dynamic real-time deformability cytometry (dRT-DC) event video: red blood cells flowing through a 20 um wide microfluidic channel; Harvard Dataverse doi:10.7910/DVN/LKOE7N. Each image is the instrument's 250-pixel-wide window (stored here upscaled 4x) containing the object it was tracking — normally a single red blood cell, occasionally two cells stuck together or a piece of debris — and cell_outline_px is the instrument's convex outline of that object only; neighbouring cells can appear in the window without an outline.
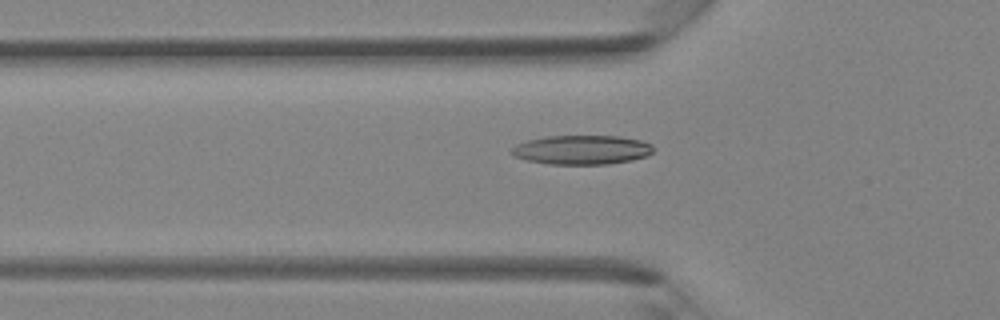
{"species": "Egyptian fruit bat (a non-hibernating species)", "species_latin": "Rousettus aegyptiacus", "temperature_condition": "room temperature", "stored_images_in_passage": 37, "camera_frame_rate_fps": 3000, "um_per_image_px": 0.085, "animal": {"sex": "female"}, "frame": {"image": 1, "passage_image": 9, "time_ms": 2.667, "image_size_px": [1000, 320], "cell_outline_px": [[652, 152], [644, 156], [632, 160], [608, 164], [548, 164], [528, 160], [516, 156], [508, 152], [516, 144], [528, 140], [548, 136], [616, 136], [640, 140], [652, 144]], "centroid_in_image_um": [49.43, 12.73], "position_along_channel_um": 76.4, "area_um2": 23.93}}
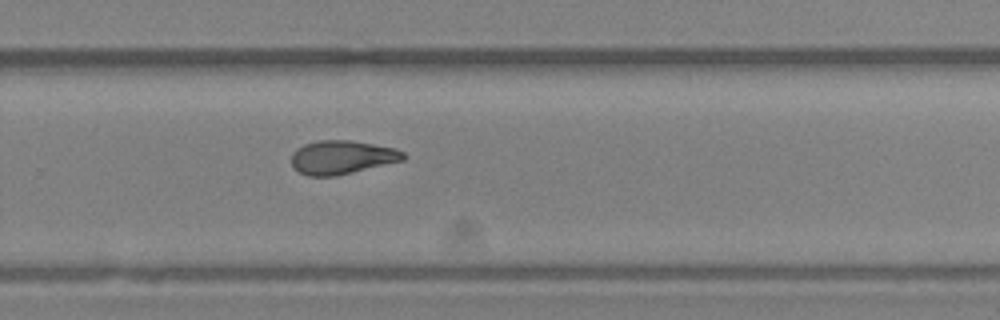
{"frame": {"image": 2, "passage_image": 23, "time_ms": 7.333, "image_size_px": [1000, 320], "cell_outline_px": [[408, 156], [404, 160], [336, 176], [308, 176], [292, 168], [292, 152], [296, 148], [304, 144], [316, 140], [352, 140], [396, 148], [404, 152]], "centroid_in_image_um": [29.07, 13.36], "position_along_channel_um": 300.7, "area_um2": 22.2}}
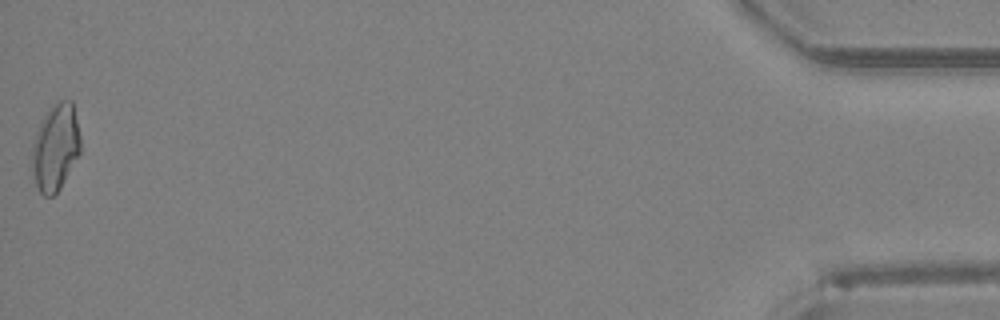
{"frame": {"image": 3, "passage_image": 37, "time_ms": 12.0, "image_size_px": [1000, 320], "cell_outline_px": [[80, 152], [60, 188], [52, 196], [44, 196], [40, 192], [36, 184], [32, 168], [32, 144], [36, 132], [44, 116], [60, 100], [72, 100], [80, 136]], "centroid_in_image_um": [4.72, 12.54], "position_along_channel_um": 430.5, "area_um2": 23.99}}